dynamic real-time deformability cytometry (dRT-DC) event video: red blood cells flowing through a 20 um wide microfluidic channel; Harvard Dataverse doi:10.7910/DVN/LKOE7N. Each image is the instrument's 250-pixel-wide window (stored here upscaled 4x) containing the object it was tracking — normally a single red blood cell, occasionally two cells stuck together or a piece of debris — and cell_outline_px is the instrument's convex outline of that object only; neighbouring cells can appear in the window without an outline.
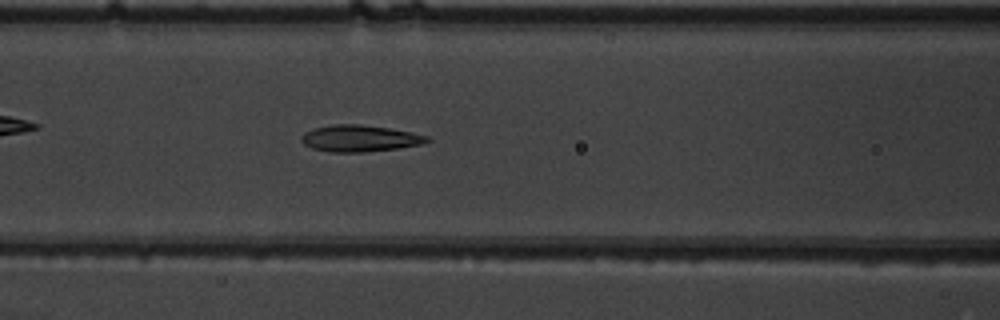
{"species": "common noctule bat (a hibernating species)", "species_latin": "Nyctalus noctula", "temperature_condition": "warm", "stored_images_in_passage": 52, "camera_frame_rate_fps": 3000, "um_per_image_px": 0.085, "animal": {"sex": "male", "body_mass_g": 19.5, "forearm_length_mm": 54.6}, "frame": {"image": 1, "passage_image": 22, "time_ms": 7.0, "image_size_px": [1000, 320], "cell_outline_px": [[432, 140], [420, 144], [396, 148], [364, 152], [328, 152], [312, 148], [304, 144], [300, 140], [300, 136], [304, 132], [316, 128], [332, 124], [360, 124], [388, 128], [412, 132], [428, 136]], "centroid_in_image_um": [30.55, 11.76], "position_along_channel_um": 136.1, "area_um2": 19.42}}
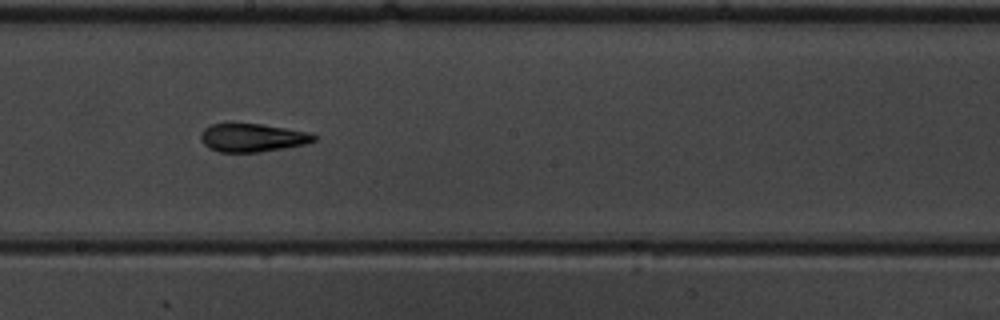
{"frame": {"image": 2, "passage_image": 29, "time_ms": 9.333, "image_size_px": [1000, 320], "cell_outline_px": [[316, 140], [304, 144], [284, 148], [260, 152], [220, 152], [208, 148], [200, 140], [200, 132], [204, 128], [212, 124], [260, 124], [308, 132], [316, 136]], "centroid_in_image_um": [21.41, 11.71], "position_along_channel_um": 226.8, "area_um2": 18.5}}
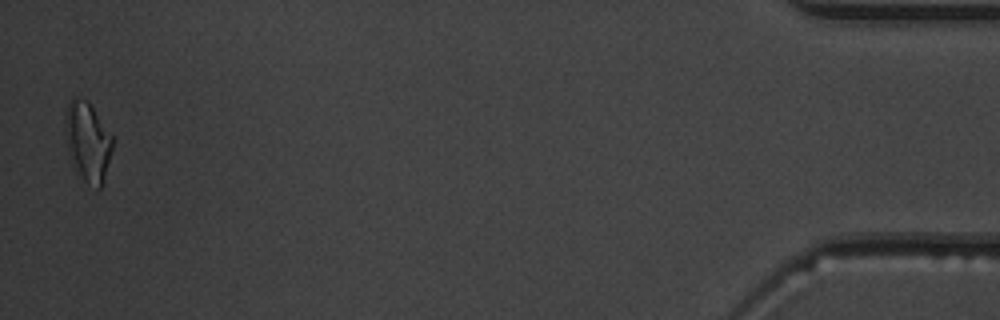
{"frame": {"image": 3, "passage_image": 51, "time_ms": 16.667, "image_size_px": [1000, 320], "cell_outline_px": [[112, 152], [100, 188], [96, 188], [88, 184], [84, 180], [72, 164], [68, 152], [64, 128], [68, 100], [72, 96], [76, 96], [88, 100], [112, 136]], "centroid_in_image_um": [7.42, 11.99], "position_along_channel_um": 427.8, "area_um2": 21.85}, "authors_computed_cell_mechanics": {"area_um2": 19.3052, "velocity_mm_per_s": 3.8988, "shape_relaxation_time_tau1_ms": 5.4299, "shape_relaxation_time_tau2_ms": 2.4148, "deformation_change_tau1": 0.172, "deformation_change_tau2": 0.1179}}